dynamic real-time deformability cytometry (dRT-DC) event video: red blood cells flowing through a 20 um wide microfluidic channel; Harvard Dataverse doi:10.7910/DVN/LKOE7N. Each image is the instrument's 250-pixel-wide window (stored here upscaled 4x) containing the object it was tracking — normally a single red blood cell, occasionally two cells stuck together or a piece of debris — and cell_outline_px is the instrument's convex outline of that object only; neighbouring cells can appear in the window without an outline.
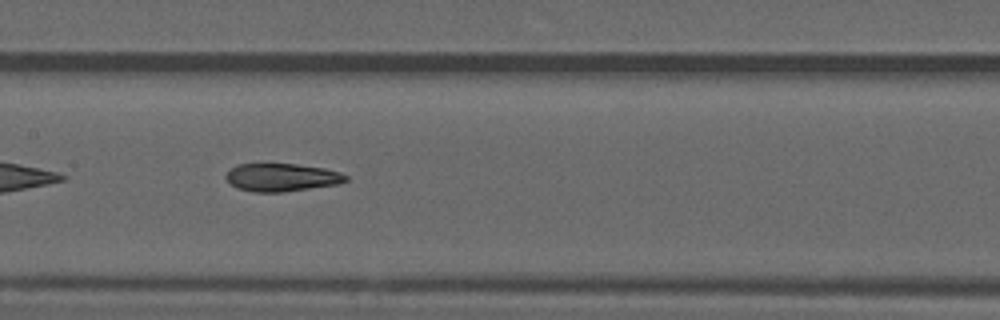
{"species": "common noctule bat (a hibernating species)", "species_latin": "Nyctalus noctula", "temperature_condition": "warm", "stored_images_in_passage": 35, "camera_frame_rate_fps": 3000, "um_per_image_px": 0.085, "animal": {"sex": "male", "forearm_length_mm": 52.5}, "frame": {"image": 1, "passage_image": 11, "time_ms": 3.333, "image_size_px": [1000, 320], "cell_outline_px": [[348, 180], [336, 184], [280, 192], [252, 192], [236, 188], [224, 176], [232, 168], [240, 164], [296, 164], [324, 168], [340, 172], [348, 176]], "centroid_in_image_um": [23.94, 15.07], "position_along_channel_um": 183.5, "area_um2": 19.25}}
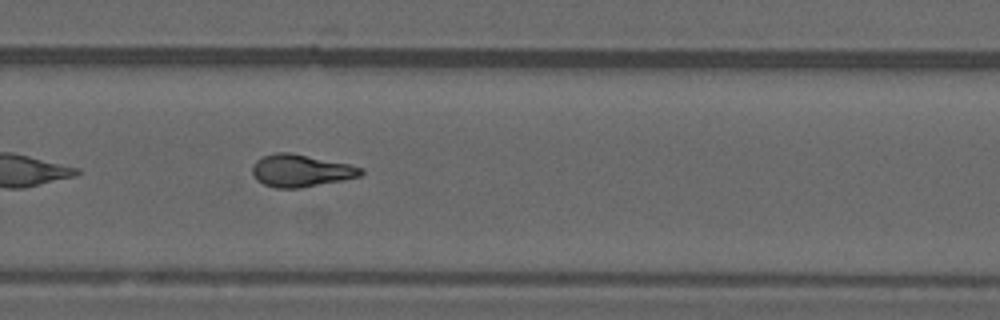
{"frame": {"image": 2, "passage_image": 20, "time_ms": 6.333, "image_size_px": [1000, 320], "cell_outline_px": [[364, 172], [360, 176], [300, 188], [276, 188], [264, 184], [256, 180], [252, 172], [252, 164], [256, 160], [264, 156], [276, 152], [292, 152], [348, 164], [364, 168]], "centroid_in_image_um": [25.54, 14.49], "position_along_channel_um": 304.3, "area_um2": 20.4}, "authors_computed_cell_mechanics": {"area_um2": 19.9988, "velocity_mm_per_s": 4.0458, "shape_relaxation_time_tau1_ms": null, "shape_relaxation_time_tau2_ms": 1.1594, "deformation_change_tau1": null, "deformation_change_tau2": 0.09}}